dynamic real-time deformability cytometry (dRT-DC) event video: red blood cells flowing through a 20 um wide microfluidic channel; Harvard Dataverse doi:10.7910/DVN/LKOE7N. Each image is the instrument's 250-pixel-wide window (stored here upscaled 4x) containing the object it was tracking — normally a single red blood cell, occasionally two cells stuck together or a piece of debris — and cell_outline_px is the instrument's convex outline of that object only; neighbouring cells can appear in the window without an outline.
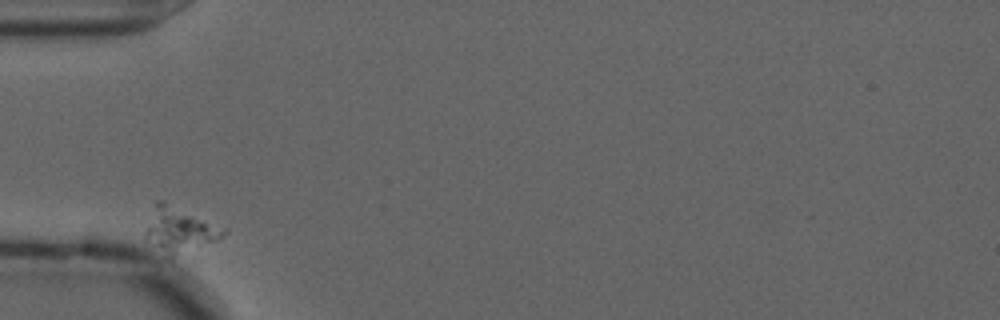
{"species": "common noctule bat (a hibernating species)", "species_latin": "Nyctalus noctula", "temperature_condition": "cold", "stored_images_in_passage": 3, "camera_frame_rate_fps": 3000, "um_per_image_px": 0.085, "animal": {"sex": "male", "forearm_length_mm": 52.5}, "frame": {"image": 1, "passage_image": 1, "time_ms": 0.0, "image_size_px": [1000, 320], "cell_outline_px": [[228, 232], [224, 236], [216, 240], [172, 256], [144, 240], [144, 232], [156, 200], [164, 200], [224, 228]], "centroid_in_image_um": [15.22, 19.48], "position_along_channel_um": 69.8, "area_um2": 19.83}}